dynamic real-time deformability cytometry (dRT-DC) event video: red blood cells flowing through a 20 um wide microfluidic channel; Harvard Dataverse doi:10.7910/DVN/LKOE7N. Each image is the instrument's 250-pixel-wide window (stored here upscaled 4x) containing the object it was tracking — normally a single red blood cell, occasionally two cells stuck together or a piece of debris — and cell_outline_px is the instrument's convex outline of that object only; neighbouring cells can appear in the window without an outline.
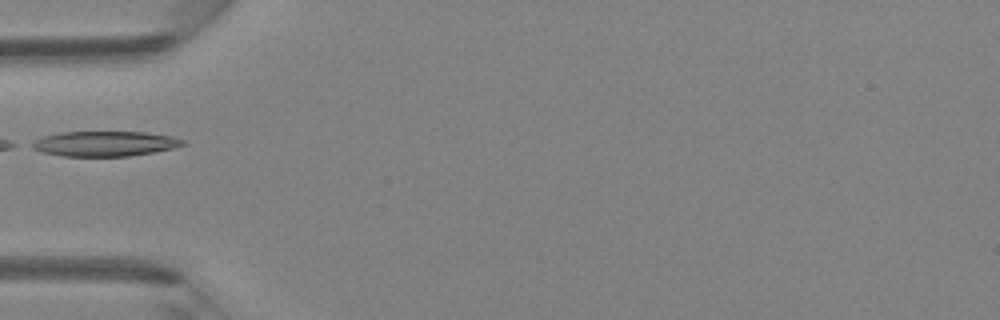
{"species": "Egyptian fruit bat (a non-hibernating species)", "species_latin": "Rousettus aegyptiacus", "temperature_condition": "room temperature", "stored_images_in_passage": 5, "camera_frame_rate_fps": 3000, "um_per_image_px": 0.085, "animal": {"sex": "female"}, "frame": {"image": 1, "passage_image": 5, "time_ms": 4.667, "image_size_px": [1000, 320], "cell_outline_px": [[188, 144], [172, 148], [152, 152], [128, 156], [60, 156], [44, 152], [32, 148], [24, 144], [40, 136], [60, 132], [144, 132], [172, 136], [188, 140]], "centroid_in_image_um": [8.85, 12.2], "position_along_channel_um": 76.2, "area_um2": 22.43}}